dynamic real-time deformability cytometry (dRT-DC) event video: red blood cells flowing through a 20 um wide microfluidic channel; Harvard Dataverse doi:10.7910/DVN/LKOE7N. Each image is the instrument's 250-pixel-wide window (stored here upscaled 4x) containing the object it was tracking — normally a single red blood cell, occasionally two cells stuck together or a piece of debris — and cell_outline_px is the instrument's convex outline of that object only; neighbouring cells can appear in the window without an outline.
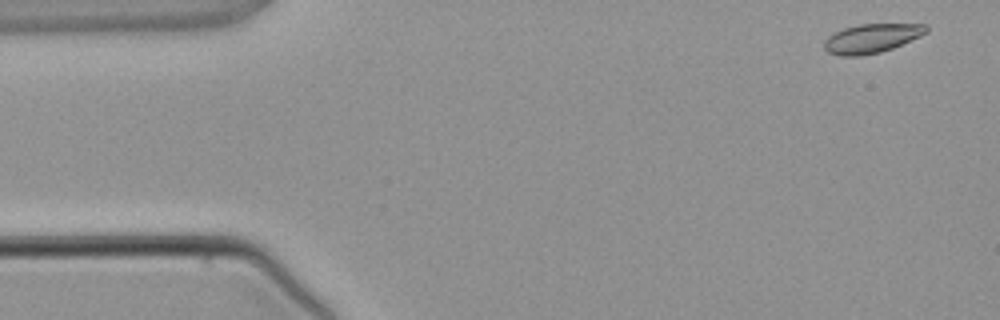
{"species": "common noctule bat (a hibernating species)", "species_latin": "Nyctalus noctula", "temperature_condition": "warm", "stored_images_in_passage": 3, "camera_frame_rate_fps": 3000, "um_per_image_px": 0.085, "animal": {"sex": "male", "body_mass_g": 21.5, "forearm_length_mm": 52.0}, "frame": {"image": 1, "passage_image": 1, "time_ms": 0.0, "image_size_px": [1000, 320], "cell_outline_px": [[928, 32], [920, 36], [892, 48], [880, 52], [860, 56], [840, 56], [828, 52], [824, 48], [824, 40], [828, 36], [844, 28], [860, 24], [924, 24], [928, 28]], "centroid_in_image_um": [74.07, 3.26], "position_along_channel_um": 10.9, "area_um2": 17.17}}
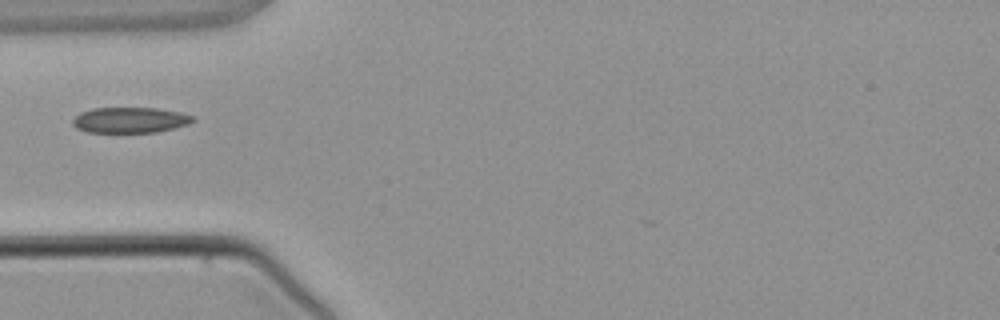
{"frame": {"image": 2, "passage_image": 3, "time_ms": 3.667, "image_size_px": [1000, 320], "cell_outline_px": [[196, 120], [188, 124], [156, 132], [88, 132], [76, 128], [72, 124], [72, 120], [80, 112], [92, 108], [156, 108], [180, 112], [192, 116]], "centroid_in_image_um": [11.03, 10.2], "position_along_channel_um": 74.0, "area_um2": 17.86}}